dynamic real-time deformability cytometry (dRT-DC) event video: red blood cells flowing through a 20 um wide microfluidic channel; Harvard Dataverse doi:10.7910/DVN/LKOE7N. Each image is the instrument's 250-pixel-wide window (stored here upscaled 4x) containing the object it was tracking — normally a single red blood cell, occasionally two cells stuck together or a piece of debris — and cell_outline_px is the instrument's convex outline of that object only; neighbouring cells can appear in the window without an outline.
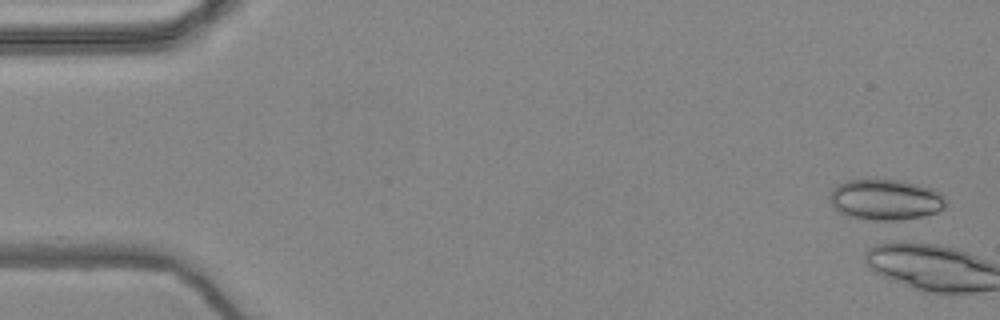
{"species": "common noctule bat (a hibernating species)", "species_latin": "Nyctalus noctula", "temperature_condition": "warm", "stored_images_in_passage": 4, "camera_frame_rate_fps": 3000, "um_per_image_px": 0.085, "animal": {"sex": "female", "body_mass_g": 24.6, "forearm_length_mm": 56.2}, "frame": {"image": 1, "passage_image": 2, "time_ms": 0.333, "image_size_px": [1000, 320], "cell_outline_px": [[948, 204], [944, 208], [936, 212], [920, 216], [896, 220], [876, 220], [848, 216], [836, 212], [828, 200], [828, 196], [832, 188], [836, 184], [844, 180], [872, 176], [876, 176], [900, 180], [932, 188], [940, 192], [944, 196]], "centroid_in_image_um": [75.18, 16.91], "position_along_channel_um": 9.8, "area_um2": 28.67}}